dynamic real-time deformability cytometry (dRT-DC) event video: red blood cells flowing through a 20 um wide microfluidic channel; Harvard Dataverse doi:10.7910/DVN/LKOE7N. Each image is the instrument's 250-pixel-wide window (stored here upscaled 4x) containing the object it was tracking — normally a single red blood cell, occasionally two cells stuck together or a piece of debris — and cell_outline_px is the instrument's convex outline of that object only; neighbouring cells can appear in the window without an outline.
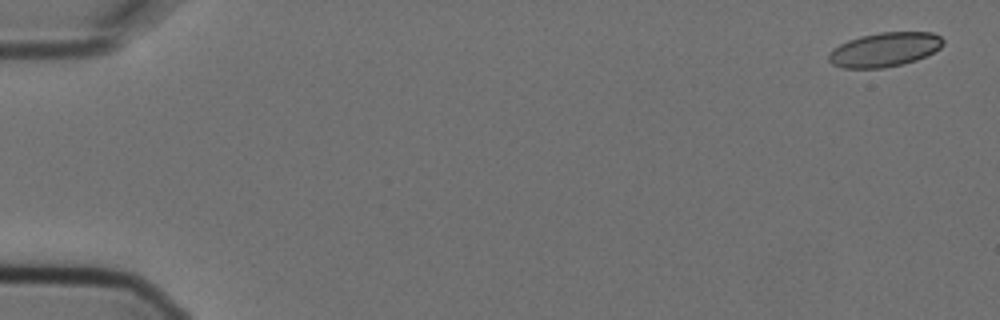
{"species": "Egyptian fruit bat (a non-hibernating species)", "species_latin": "Rousettus aegyptiacus", "temperature_condition": "cold", "stored_images_in_passage": 4, "camera_frame_rate_fps": 3000, "um_per_image_px": 0.085, "animal": {"sex": "female"}, "frame": {"image": 1, "passage_image": 1, "time_ms": 0.0, "image_size_px": [1000, 320], "cell_outline_px": [[944, 44], [940, 48], [916, 60], [884, 68], [844, 68], [832, 64], [828, 60], [828, 56], [840, 44], [848, 40], [860, 36], [880, 32], [932, 32], [940, 36], [944, 40]], "centroid_in_image_um": [75.21, 4.21], "position_along_channel_um": 9.8, "area_um2": 22.6}}
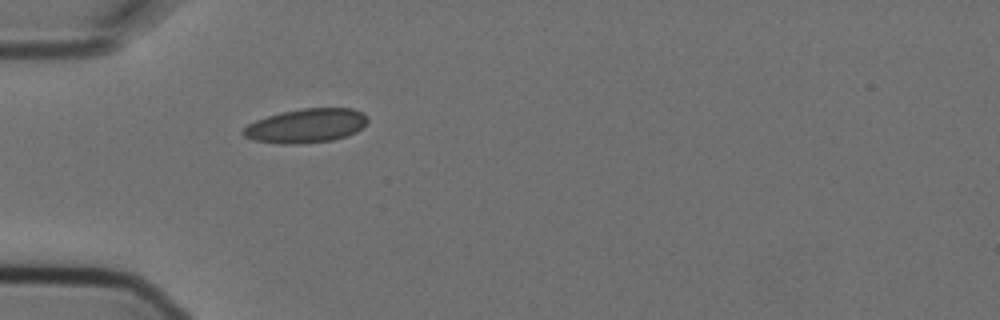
{"frame": {"image": 2, "passage_image": 4, "time_ms": 1.0, "image_size_px": [1000, 320], "cell_outline_px": [[368, 120], [356, 132], [332, 140], [296, 144], [280, 144], [256, 140], [244, 136], [240, 132], [248, 124], [256, 120], [280, 112], [304, 108], [352, 108], [364, 112]], "centroid_in_image_um": [26.01, 10.68], "position_along_channel_um": 59.0, "area_um2": 24.57}}